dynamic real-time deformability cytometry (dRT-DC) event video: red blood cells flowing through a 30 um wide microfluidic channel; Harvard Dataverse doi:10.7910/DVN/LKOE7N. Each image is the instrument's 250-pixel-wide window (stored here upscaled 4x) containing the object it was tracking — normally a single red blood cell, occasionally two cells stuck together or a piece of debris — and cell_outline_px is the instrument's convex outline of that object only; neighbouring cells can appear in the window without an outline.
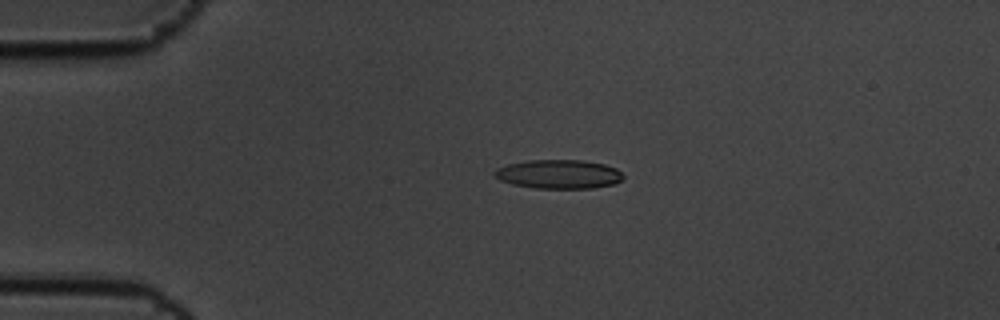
{"species": "common noctule bat (a hibernating species)", "species_latin": "Nyctalus noctula", "temperature_condition": "cold", "stored_images_in_passage": 15, "camera_frame_rate_fps": 3000, "um_per_image_px": 0.085, "animal": {"sex": "male", "body_mass_g": 19.5, "forearm_length_mm": 54.6}, "frame": {"image": 1, "passage_image": 4, "time_ms": 1.0, "image_size_px": [1000, 320], "cell_outline_px": [[624, 176], [620, 180], [612, 184], [592, 188], [536, 188], [512, 184], [500, 180], [492, 172], [496, 168], [508, 164], [528, 160], [584, 160], [604, 164], [616, 168]], "centroid_in_image_um": [47.47, 14.79], "position_along_channel_um": 37.5, "area_um2": 21.62}}
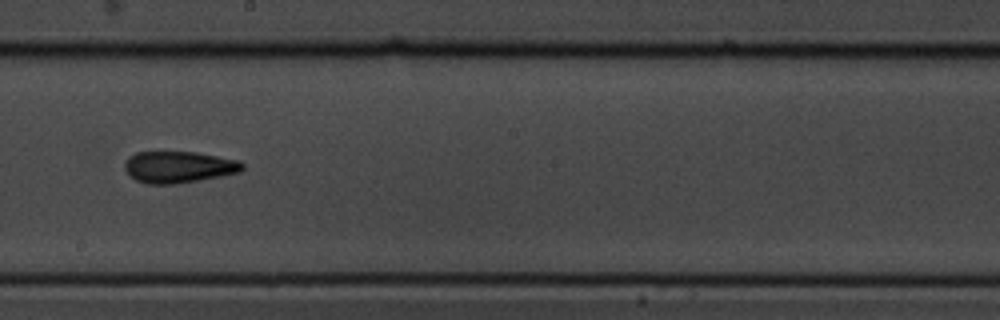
{"frame": {"image": 2, "passage_image": 9, "time_ms": 2.667, "image_size_px": [1000, 320], "cell_outline_px": [[244, 168], [240, 172], [220, 176], [172, 184], [148, 184], [136, 180], [124, 168], [124, 164], [128, 156], [136, 152], [196, 152], [240, 160], [244, 164]], "centroid_in_image_um": [15.19, 14.18], "position_along_channel_um": 233.0, "area_um2": 21.56}}
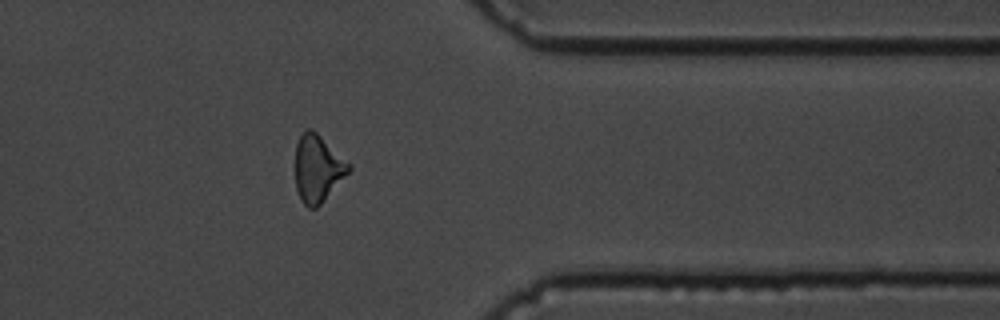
{"frame": {"image": 3, "passage_image": 13, "time_ms": 4.0, "image_size_px": [1000, 320], "cell_outline_px": [[352, 168], [320, 204], [316, 208], [308, 208], [300, 200], [296, 188], [296, 144], [300, 136], [308, 128], [312, 128], [352, 164]], "centroid_in_image_um": [27.01, 14.31], "position_along_channel_um": 384.4, "area_um2": 20.81}}